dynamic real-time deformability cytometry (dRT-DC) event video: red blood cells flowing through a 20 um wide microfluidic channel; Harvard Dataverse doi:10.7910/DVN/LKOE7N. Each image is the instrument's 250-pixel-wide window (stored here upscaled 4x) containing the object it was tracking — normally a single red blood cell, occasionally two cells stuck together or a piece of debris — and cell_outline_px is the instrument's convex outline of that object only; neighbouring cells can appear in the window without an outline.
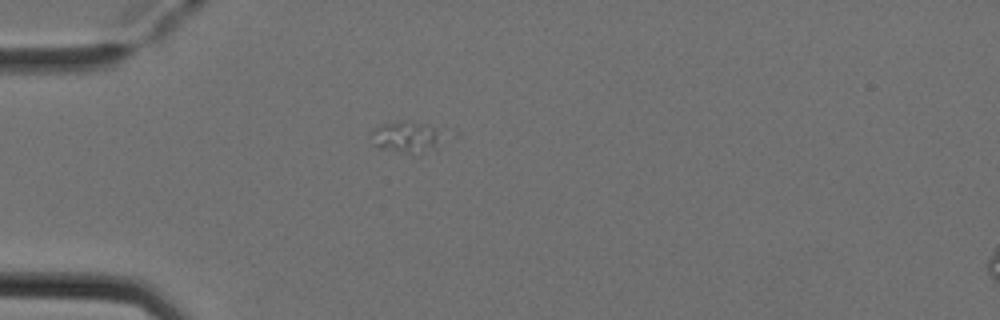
{"species": "Egyptian fruit bat (a non-hibernating species)", "species_latin": "Rousettus aegyptiacus", "temperature_condition": "cold", "stored_images_in_passage": 1, "camera_frame_rate_fps": 3000, "um_per_image_px": 0.085, "animal": {"sex": "female"}, "frame": {"image": 1, "passage_image": 1, "time_ms": 0.0, "image_size_px": [1000, 320], "cell_outline_px": [[436, 148], [412, 156], [376, 148], [368, 132], [380, 124], [400, 120], [404, 120], [428, 124], [436, 132]], "centroid_in_image_um": [34.36, 11.67], "position_along_channel_um": 50.6, "area_um2": 13.24}}